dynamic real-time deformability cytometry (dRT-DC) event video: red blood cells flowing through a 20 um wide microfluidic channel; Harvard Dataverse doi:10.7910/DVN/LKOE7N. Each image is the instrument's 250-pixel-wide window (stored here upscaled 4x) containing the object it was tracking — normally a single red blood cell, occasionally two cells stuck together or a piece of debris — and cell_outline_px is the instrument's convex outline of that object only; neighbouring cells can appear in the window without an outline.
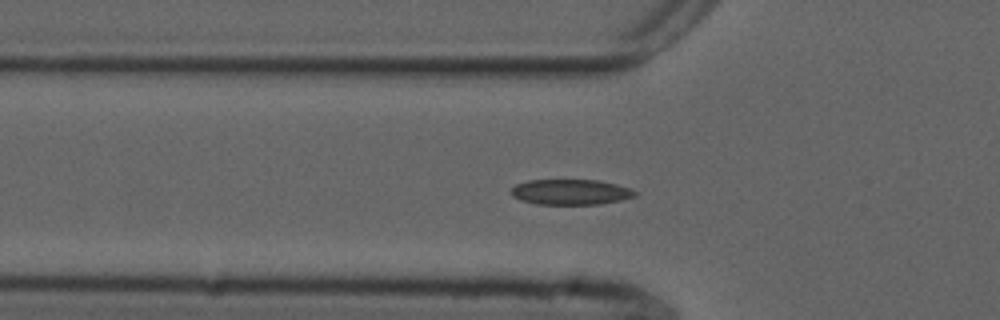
{"species": "common noctule bat (a hibernating species)", "species_latin": "Nyctalus noctula", "temperature_condition": "cold", "stored_images_in_passage": 4, "camera_frame_rate_fps": 3000, "um_per_image_px": 0.085, "animal": {"sex": "male", "forearm_length_mm": 52.5}, "frame": {"image": 1, "passage_image": 4, "time_ms": 1.0, "image_size_px": [1000, 320], "cell_outline_px": [[640, 192], [636, 196], [620, 200], [600, 204], [536, 204], [520, 200], [512, 196], [508, 192], [516, 184], [528, 180], [596, 180], [616, 184]], "centroid_in_image_um": [48.48, 16.32], "position_along_channel_um": 77.3, "area_um2": 18.44}}